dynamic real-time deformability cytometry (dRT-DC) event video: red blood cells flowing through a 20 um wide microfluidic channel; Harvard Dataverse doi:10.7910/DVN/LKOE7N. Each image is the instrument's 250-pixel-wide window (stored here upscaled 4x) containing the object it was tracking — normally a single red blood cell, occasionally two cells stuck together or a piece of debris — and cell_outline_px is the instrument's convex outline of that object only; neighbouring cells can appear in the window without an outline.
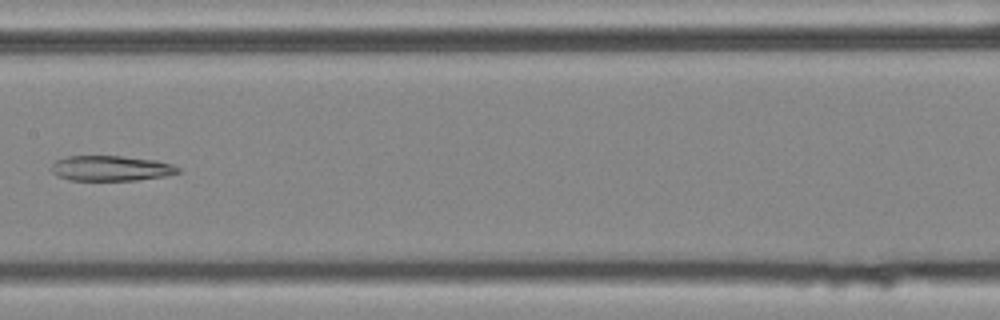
{"species": "common noctule bat (a hibernating species)", "species_latin": "Nyctalus noctula", "temperature_condition": "cold", "stored_images_in_passage": 11, "camera_frame_rate_fps": 3000, "um_per_image_px": 0.085, "animal": {"sex": "female", "body_mass_g": 25.1}, "frame": {"image": 1, "passage_image": 8, "time_ms": 2.333, "image_size_px": [1000, 320], "cell_outline_px": [[180, 172], [164, 176], [136, 180], [68, 180], [56, 176], [52, 172], [52, 164], [56, 160], [68, 156], [120, 156], [156, 160], [172, 164], [180, 168]], "centroid_in_image_um": [9.42, 14.3], "position_along_channel_um": 198.0, "area_um2": 18.61}}
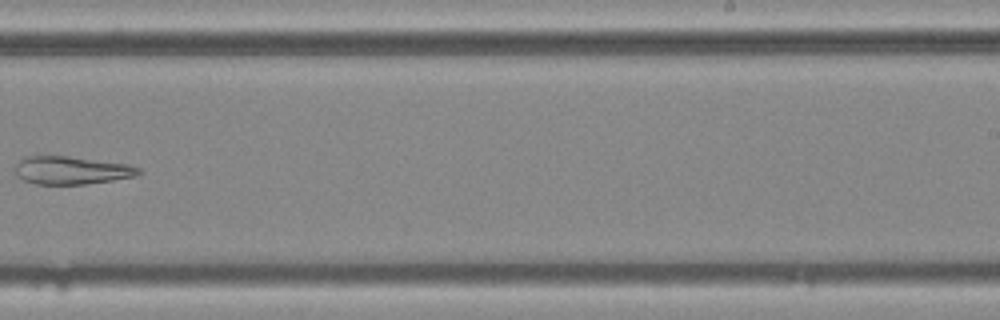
{"frame": {"image": 2, "passage_image": 10, "time_ms": 3.0, "image_size_px": [1000, 320], "cell_outline_px": [[140, 172], [136, 176], [112, 180], [84, 184], [36, 184], [24, 180], [16, 176], [16, 164], [24, 156], [68, 156], [128, 164], [140, 168]], "centroid_in_image_um": [6.06, 14.47], "position_along_channel_um": 282.9, "area_um2": 20.0}}